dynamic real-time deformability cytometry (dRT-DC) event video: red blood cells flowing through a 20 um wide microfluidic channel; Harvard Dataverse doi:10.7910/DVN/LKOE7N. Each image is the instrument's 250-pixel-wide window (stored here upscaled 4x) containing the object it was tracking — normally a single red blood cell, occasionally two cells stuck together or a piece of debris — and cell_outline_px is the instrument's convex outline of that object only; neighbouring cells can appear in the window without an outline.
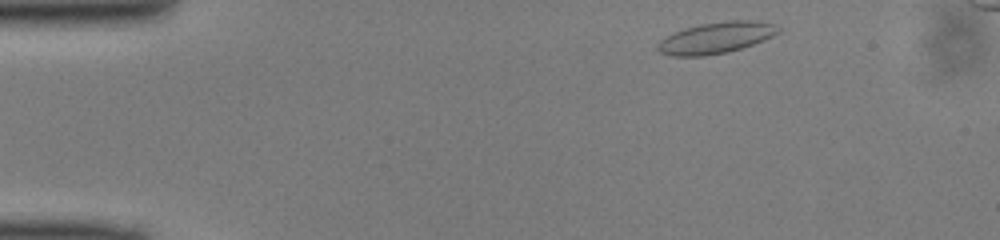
{"species": "common noctule bat (a hibernating species)", "species_latin": "Nyctalus noctula", "temperature_condition": "cold", "stored_images_in_passage": 43, "camera_frame_rate_fps": 3000, "um_per_image_px": 0.085, "animal": {"sex": "male", "body_mass_g": 13.0, "forearm_length_mm": 53.1}, "frame": {"image": 1, "passage_image": 1, "time_ms": 0.0, "image_size_px": [1000, 240], "cell_outline_px": [[768, 36], [760, 40], [724, 52], [696, 56], [684, 56], [664, 52], [660, 48], [660, 44], [664, 40], [680, 32], [692, 28], [708, 24], [764, 24]], "centroid_in_image_um": [60.61, 3.32], "position_along_channel_um": 24.4, "area_um2": 17.63}}
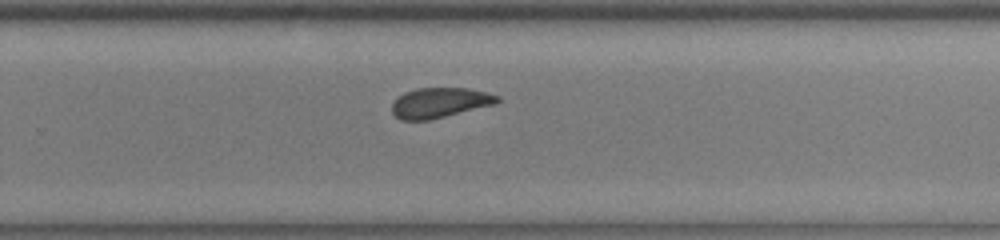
{"frame": {"image": 2, "passage_image": 26, "time_ms": 8.333, "image_size_px": [1000, 240], "cell_outline_px": [[500, 100], [492, 104], [424, 120], [404, 120], [396, 116], [392, 112], [392, 104], [400, 96], [408, 92], [420, 88], [464, 88], [484, 92], [496, 96]], "centroid_in_image_um": [37.32, 8.72], "position_along_channel_um": 292.5, "area_um2": 17.4}}
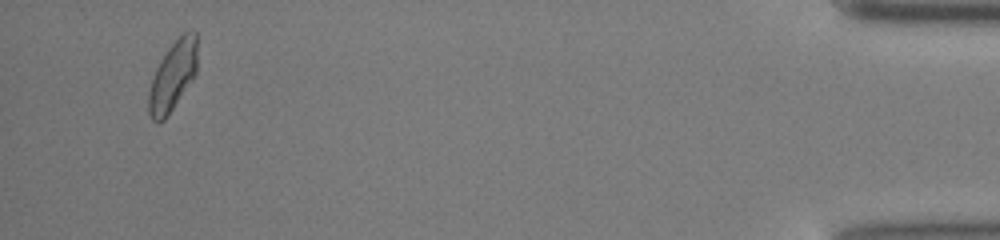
{"frame": {"image": 3, "passage_image": 41, "time_ms": 13.333, "image_size_px": [1000, 240], "cell_outline_px": [[196, 72], [164, 120], [156, 120], [152, 116], [148, 108], [148, 100], [152, 80], [164, 56], [176, 40], [180, 36], [196, 32]], "centroid_in_image_um": [14.69, 6.47], "position_along_channel_um": 420.5, "area_um2": 18.09}}